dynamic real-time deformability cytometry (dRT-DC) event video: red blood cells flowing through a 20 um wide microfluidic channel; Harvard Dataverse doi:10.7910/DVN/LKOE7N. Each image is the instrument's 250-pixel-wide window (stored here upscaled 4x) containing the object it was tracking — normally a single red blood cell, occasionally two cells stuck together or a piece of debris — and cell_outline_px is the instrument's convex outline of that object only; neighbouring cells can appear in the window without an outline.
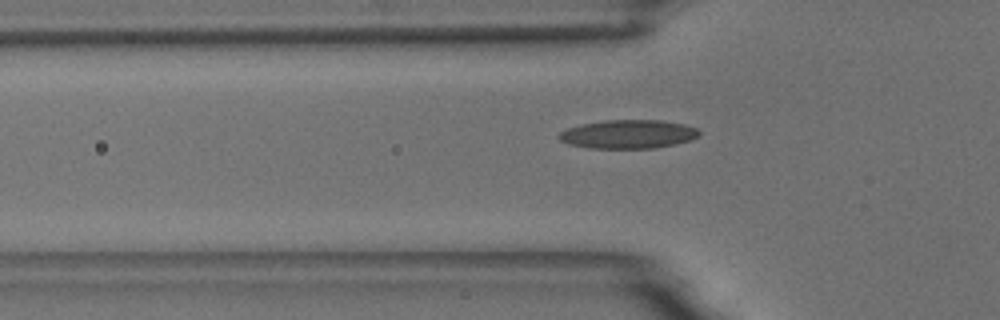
{"species": "common noctule bat (a hibernating species)", "species_latin": "Nyctalus noctula", "temperature_condition": "room temperature", "stored_images_in_passage": 38, "camera_frame_rate_fps": 3000, "um_per_image_px": 0.085, "animal": {"sex": "male", "body_mass_g": 18.8}, "frame": {"image": 1, "passage_image": 3, "time_ms": 0.667, "image_size_px": [1000, 320], "cell_outline_px": [[700, 136], [692, 140], [676, 144], [652, 148], [588, 148], [568, 144], [560, 140], [556, 136], [560, 132], [568, 128], [580, 124], [604, 120], [660, 120], [684, 124], [696, 128], [700, 132]], "centroid_in_image_um": [53.39, 11.4], "position_along_channel_um": 72.4, "area_um2": 23.58}}
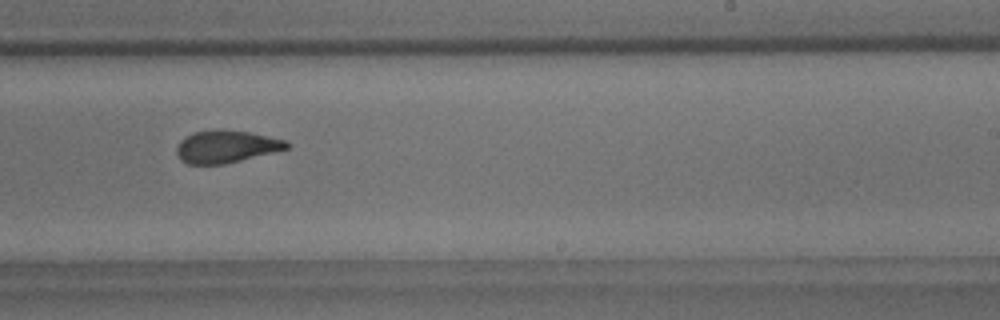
{"frame": {"image": 2, "passage_image": 19, "time_ms": 6.0, "image_size_px": [1000, 320], "cell_outline_px": [[292, 144], [288, 148], [224, 164], [188, 164], [180, 160], [176, 152], [176, 148], [180, 140], [196, 132], [216, 128], [248, 132], [284, 140]], "centroid_in_image_um": [19.19, 12.45], "position_along_channel_um": 269.8, "area_um2": 20.58}}
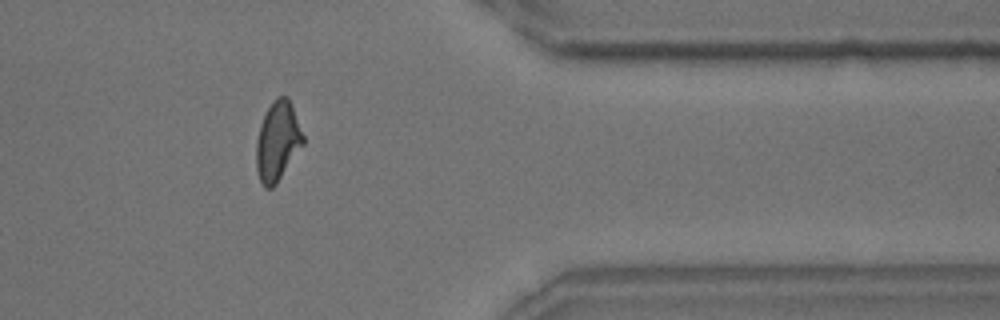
{"frame": {"image": 3, "passage_image": 30, "time_ms": 9.667, "image_size_px": [1000, 320], "cell_outline_px": [[304, 144], [276, 184], [272, 188], [264, 188], [260, 180], [256, 168], [256, 140], [260, 124], [272, 100], [276, 96], [288, 96], [304, 136]], "centroid_in_image_um": [23.59, 12.0], "position_along_channel_um": 387.8, "area_um2": 21.68}, "authors_computed_cell_mechanics": {"area_um2": 21.4438, "velocity_mm_per_s": 3.6789, "shape_relaxation_time_tau1_ms": 6.2888, "shape_relaxation_time_tau2_ms": 1.9481, "deformation_change_tau1": 0.1941, "deformation_change_tau2": 0.0878}}